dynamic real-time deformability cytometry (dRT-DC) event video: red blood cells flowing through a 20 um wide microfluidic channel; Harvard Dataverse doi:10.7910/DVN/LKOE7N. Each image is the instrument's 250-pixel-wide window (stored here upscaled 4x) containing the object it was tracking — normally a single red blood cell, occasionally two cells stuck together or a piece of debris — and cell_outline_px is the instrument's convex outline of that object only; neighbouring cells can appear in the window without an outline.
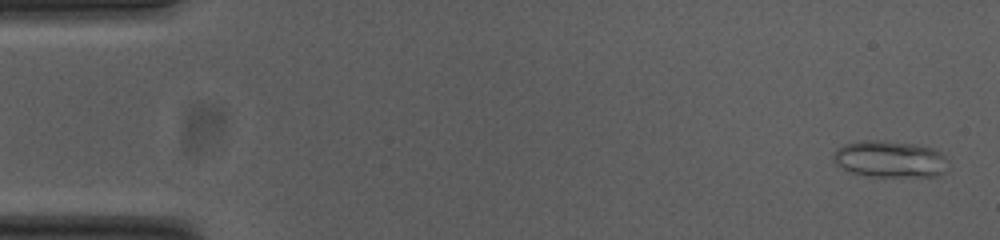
{"species": "common noctule bat (a hibernating species)", "species_latin": "Nyctalus noctula", "temperature_condition": "cold", "stored_images_in_passage": 53, "camera_frame_rate_fps": 3000, "um_per_image_px": 0.085, "animal": {"sex": "female", "body_mass_g": 23.0, "forearm_length_mm": 53.4}, "frame": {"image": 1, "passage_image": 2, "time_ms": 0.333, "image_size_px": [1000, 240], "cell_outline_px": [[944, 172], [940, 176], [872, 176], [852, 172], [836, 164], [832, 160], [832, 156], [836, 148], [844, 144], [860, 140], [884, 140], [912, 144], [932, 148], [940, 152], [944, 156]], "centroid_in_image_um": [75.58, 13.51], "position_along_channel_um": 9.4, "area_um2": 24.28}}
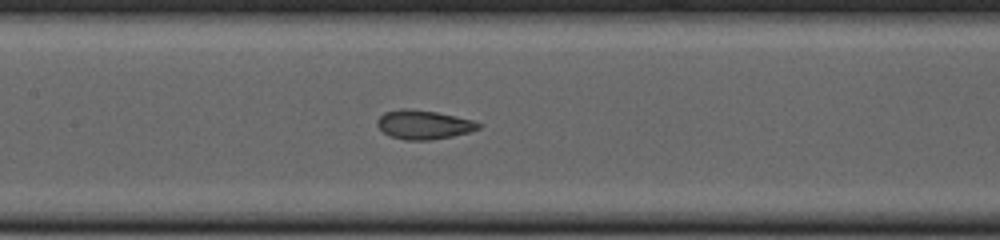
{"frame": {"image": 2, "passage_image": 25, "time_ms": 8.0, "image_size_px": [1000, 240], "cell_outline_px": [[484, 124], [480, 128], [468, 132], [452, 136], [432, 140], [404, 140], [392, 136], [384, 132], [376, 124], [376, 120], [384, 112], [404, 108], [408, 108], [436, 112], [456, 116], [472, 120]], "centroid_in_image_um": [36.02, 10.59], "position_along_channel_um": 171.4, "area_um2": 17.11}}
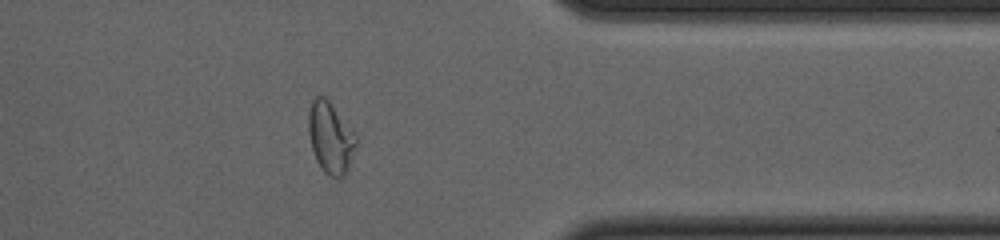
{"frame": {"image": 3, "passage_image": 43, "time_ms": 14.0, "image_size_px": [1000, 240], "cell_outline_px": [[356, 144], [344, 176], [332, 176], [324, 172], [316, 160], [312, 148], [308, 132], [308, 116], [312, 100], [316, 96], [324, 96], [328, 100], [356, 136]], "centroid_in_image_um": [28.05, 11.69], "position_along_channel_um": 383.3, "area_um2": 19.07}, "authors_computed_cell_mechanics": {"area_um2": 18.785, "velocity_mm_per_s": 3.7819, "shape_relaxation_time_tau1_ms": 6.014, "shape_relaxation_time_tau2_ms": 1.2533, "deformation_change_tau1": 0.1772, "deformation_change_tau2": 0.0774}}